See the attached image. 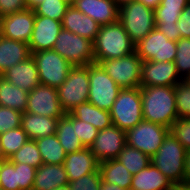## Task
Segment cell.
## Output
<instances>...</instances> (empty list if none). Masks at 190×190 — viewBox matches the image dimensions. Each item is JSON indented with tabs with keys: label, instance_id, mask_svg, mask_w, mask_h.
Listing matches in <instances>:
<instances>
[{
	"label": "cell",
	"instance_id": "obj_1",
	"mask_svg": "<svg viewBox=\"0 0 190 190\" xmlns=\"http://www.w3.org/2000/svg\"><path fill=\"white\" fill-rule=\"evenodd\" d=\"M143 120L171 129L178 118L174 87L140 86Z\"/></svg>",
	"mask_w": 190,
	"mask_h": 190
},
{
	"label": "cell",
	"instance_id": "obj_2",
	"mask_svg": "<svg viewBox=\"0 0 190 190\" xmlns=\"http://www.w3.org/2000/svg\"><path fill=\"white\" fill-rule=\"evenodd\" d=\"M95 63L102 60L117 59L135 51V44L117 21L112 24L100 26L93 41Z\"/></svg>",
	"mask_w": 190,
	"mask_h": 190
},
{
	"label": "cell",
	"instance_id": "obj_3",
	"mask_svg": "<svg viewBox=\"0 0 190 190\" xmlns=\"http://www.w3.org/2000/svg\"><path fill=\"white\" fill-rule=\"evenodd\" d=\"M186 151L172 132L169 131L158 151L150 158V161L173 184L184 183Z\"/></svg>",
	"mask_w": 190,
	"mask_h": 190
},
{
	"label": "cell",
	"instance_id": "obj_4",
	"mask_svg": "<svg viewBox=\"0 0 190 190\" xmlns=\"http://www.w3.org/2000/svg\"><path fill=\"white\" fill-rule=\"evenodd\" d=\"M131 41L137 44L156 26L154 9L139 1H132L119 7V20Z\"/></svg>",
	"mask_w": 190,
	"mask_h": 190
},
{
	"label": "cell",
	"instance_id": "obj_5",
	"mask_svg": "<svg viewBox=\"0 0 190 190\" xmlns=\"http://www.w3.org/2000/svg\"><path fill=\"white\" fill-rule=\"evenodd\" d=\"M109 112L113 125L121 130L127 131L140 123L143 120L140 87L121 89Z\"/></svg>",
	"mask_w": 190,
	"mask_h": 190
},
{
	"label": "cell",
	"instance_id": "obj_6",
	"mask_svg": "<svg viewBox=\"0 0 190 190\" xmlns=\"http://www.w3.org/2000/svg\"><path fill=\"white\" fill-rule=\"evenodd\" d=\"M62 110L69 113L76 106L88 102L89 65L73 66L67 79L57 88Z\"/></svg>",
	"mask_w": 190,
	"mask_h": 190
},
{
	"label": "cell",
	"instance_id": "obj_7",
	"mask_svg": "<svg viewBox=\"0 0 190 190\" xmlns=\"http://www.w3.org/2000/svg\"><path fill=\"white\" fill-rule=\"evenodd\" d=\"M53 50L72 66H87L95 63L93 41L65 29L60 31Z\"/></svg>",
	"mask_w": 190,
	"mask_h": 190
},
{
	"label": "cell",
	"instance_id": "obj_8",
	"mask_svg": "<svg viewBox=\"0 0 190 190\" xmlns=\"http://www.w3.org/2000/svg\"><path fill=\"white\" fill-rule=\"evenodd\" d=\"M120 90L100 64H89L88 102L99 109L110 111Z\"/></svg>",
	"mask_w": 190,
	"mask_h": 190
},
{
	"label": "cell",
	"instance_id": "obj_9",
	"mask_svg": "<svg viewBox=\"0 0 190 190\" xmlns=\"http://www.w3.org/2000/svg\"><path fill=\"white\" fill-rule=\"evenodd\" d=\"M143 60L136 51L117 59L102 60L99 64L121 88H136L141 84Z\"/></svg>",
	"mask_w": 190,
	"mask_h": 190
},
{
	"label": "cell",
	"instance_id": "obj_10",
	"mask_svg": "<svg viewBox=\"0 0 190 190\" xmlns=\"http://www.w3.org/2000/svg\"><path fill=\"white\" fill-rule=\"evenodd\" d=\"M36 62L40 84L58 88L73 67L53 49L31 53Z\"/></svg>",
	"mask_w": 190,
	"mask_h": 190
},
{
	"label": "cell",
	"instance_id": "obj_11",
	"mask_svg": "<svg viewBox=\"0 0 190 190\" xmlns=\"http://www.w3.org/2000/svg\"><path fill=\"white\" fill-rule=\"evenodd\" d=\"M169 128L142 120L126 131V144L134 147L150 158L158 151Z\"/></svg>",
	"mask_w": 190,
	"mask_h": 190
},
{
	"label": "cell",
	"instance_id": "obj_12",
	"mask_svg": "<svg viewBox=\"0 0 190 190\" xmlns=\"http://www.w3.org/2000/svg\"><path fill=\"white\" fill-rule=\"evenodd\" d=\"M135 51L143 61L175 62L176 41L169 40L161 31L154 28L135 44Z\"/></svg>",
	"mask_w": 190,
	"mask_h": 190
},
{
	"label": "cell",
	"instance_id": "obj_13",
	"mask_svg": "<svg viewBox=\"0 0 190 190\" xmlns=\"http://www.w3.org/2000/svg\"><path fill=\"white\" fill-rule=\"evenodd\" d=\"M25 112L57 119L65 114L60 106L57 88L43 84L29 92Z\"/></svg>",
	"mask_w": 190,
	"mask_h": 190
},
{
	"label": "cell",
	"instance_id": "obj_14",
	"mask_svg": "<svg viewBox=\"0 0 190 190\" xmlns=\"http://www.w3.org/2000/svg\"><path fill=\"white\" fill-rule=\"evenodd\" d=\"M125 145L126 131L112 124L105 129L99 130L90 149L96 159L102 162L116 159Z\"/></svg>",
	"mask_w": 190,
	"mask_h": 190
},
{
	"label": "cell",
	"instance_id": "obj_15",
	"mask_svg": "<svg viewBox=\"0 0 190 190\" xmlns=\"http://www.w3.org/2000/svg\"><path fill=\"white\" fill-rule=\"evenodd\" d=\"M35 21L33 9L15 12L0 18V35L5 38L29 43Z\"/></svg>",
	"mask_w": 190,
	"mask_h": 190
},
{
	"label": "cell",
	"instance_id": "obj_16",
	"mask_svg": "<svg viewBox=\"0 0 190 190\" xmlns=\"http://www.w3.org/2000/svg\"><path fill=\"white\" fill-rule=\"evenodd\" d=\"M182 80L175 62L143 61L142 63L140 86L174 87Z\"/></svg>",
	"mask_w": 190,
	"mask_h": 190
},
{
	"label": "cell",
	"instance_id": "obj_17",
	"mask_svg": "<svg viewBox=\"0 0 190 190\" xmlns=\"http://www.w3.org/2000/svg\"><path fill=\"white\" fill-rule=\"evenodd\" d=\"M62 29L61 21L35 15L34 27L28 43L30 52L53 49Z\"/></svg>",
	"mask_w": 190,
	"mask_h": 190
},
{
	"label": "cell",
	"instance_id": "obj_18",
	"mask_svg": "<svg viewBox=\"0 0 190 190\" xmlns=\"http://www.w3.org/2000/svg\"><path fill=\"white\" fill-rule=\"evenodd\" d=\"M72 5L78 11L90 16L101 26L119 20V7L113 0H76Z\"/></svg>",
	"mask_w": 190,
	"mask_h": 190
},
{
	"label": "cell",
	"instance_id": "obj_19",
	"mask_svg": "<svg viewBox=\"0 0 190 190\" xmlns=\"http://www.w3.org/2000/svg\"><path fill=\"white\" fill-rule=\"evenodd\" d=\"M63 166L69 183L80 177L91 174L99 169V161L90 148L66 154Z\"/></svg>",
	"mask_w": 190,
	"mask_h": 190
},
{
	"label": "cell",
	"instance_id": "obj_20",
	"mask_svg": "<svg viewBox=\"0 0 190 190\" xmlns=\"http://www.w3.org/2000/svg\"><path fill=\"white\" fill-rule=\"evenodd\" d=\"M1 76L28 93L40 84L36 62L32 55L6 70Z\"/></svg>",
	"mask_w": 190,
	"mask_h": 190
},
{
	"label": "cell",
	"instance_id": "obj_21",
	"mask_svg": "<svg viewBox=\"0 0 190 190\" xmlns=\"http://www.w3.org/2000/svg\"><path fill=\"white\" fill-rule=\"evenodd\" d=\"M100 26L98 22L81 11H78L72 4L68 7L62 19L63 29L91 41H94Z\"/></svg>",
	"mask_w": 190,
	"mask_h": 190
},
{
	"label": "cell",
	"instance_id": "obj_22",
	"mask_svg": "<svg viewBox=\"0 0 190 190\" xmlns=\"http://www.w3.org/2000/svg\"><path fill=\"white\" fill-rule=\"evenodd\" d=\"M68 184L63 164H42L37 168L32 190H54Z\"/></svg>",
	"mask_w": 190,
	"mask_h": 190
},
{
	"label": "cell",
	"instance_id": "obj_23",
	"mask_svg": "<svg viewBox=\"0 0 190 190\" xmlns=\"http://www.w3.org/2000/svg\"><path fill=\"white\" fill-rule=\"evenodd\" d=\"M31 56L29 45L0 35V76Z\"/></svg>",
	"mask_w": 190,
	"mask_h": 190
},
{
	"label": "cell",
	"instance_id": "obj_24",
	"mask_svg": "<svg viewBox=\"0 0 190 190\" xmlns=\"http://www.w3.org/2000/svg\"><path fill=\"white\" fill-rule=\"evenodd\" d=\"M172 182L151 163L132 176L130 190H170Z\"/></svg>",
	"mask_w": 190,
	"mask_h": 190
},
{
	"label": "cell",
	"instance_id": "obj_25",
	"mask_svg": "<svg viewBox=\"0 0 190 190\" xmlns=\"http://www.w3.org/2000/svg\"><path fill=\"white\" fill-rule=\"evenodd\" d=\"M57 122V118L24 112L21 127L27 133L29 139L37 140L56 134Z\"/></svg>",
	"mask_w": 190,
	"mask_h": 190
},
{
	"label": "cell",
	"instance_id": "obj_26",
	"mask_svg": "<svg viewBox=\"0 0 190 190\" xmlns=\"http://www.w3.org/2000/svg\"><path fill=\"white\" fill-rule=\"evenodd\" d=\"M56 135L66 154L85 148L76 132V118L65 113L57 122Z\"/></svg>",
	"mask_w": 190,
	"mask_h": 190
},
{
	"label": "cell",
	"instance_id": "obj_27",
	"mask_svg": "<svg viewBox=\"0 0 190 190\" xmlns=\"http://www.w3.org/2000/svg\"><path fill=\"white\" fill-rule=\"evenodd\" d=\"M69 113L78 120L90 123L98 130L105 129L113 124L109 111L99 109L90 102L76 106Z\"/></svg>",
	"mask_w": 190,
	"mask_h": 190
},
{
	"label": "cell",
	"instance_id": "obj_28",
	"mask_svg": "<svg viewBox=\"0 0 190 190\" xmlns=\"http://www.w3.org/2000/svg\"><path fill=\"white\" fill-rule=\"evenodd\" d=\"M99 170L104 182L117 184L121 188L130 190L133 175L117 159L99 162Z\"/></svg>",
	"mask_w": 190,
	"mask_h": 190
},
{
	"label": "cell",
	"instance_id": "obj_29",
	"mask_svg": "<svg viewBox=\"0 0 190 190\" xmlns=\"http://www.w3.org/2000/svg\"><path fill=\"white\" fill-rule=\"evenodd\" d=\"M28 94L0 76V106L24 113L27 108Z\"/></svg>",
	"mask_w": 190,
	"mask_h": 190
},
{
	"label": "cell",
	"instance_id": "obj_30",
	"mask_svg": "<svg viewBox=\"0 0 190 190\" xmlns=\"http://www.w3.org/2000/svg\"><path fill=\"white\" fill-rule=\"evenodd\" d=\"M43 164H63L66 152L56 134L35 140Z\"/></svg>",
	"mask_w": 190,
	"mask_h": 190
},
{
	"label": "cell",
	"instance_id": "obj_31",
	"mask_svg": "<svg viewBox=\"0 0 190 190\" xmlns=\"http://www.w3.org/2000/svg\"><path fill=\"white\" fill-rule=\"evenodd\" d=\"M116 159L120 161L132 175H135L151 163L148 155L127 144Z\"/></svg>",
	"mask_w": 190,
	"mask_h": 190
},
{
	"label": "cell",
	"instance_id": "obj_32",
	"mask_svg": "<svg viewBox=\"0 0 190 190\" xmlns=\"http://www.w3.org/2000/svg\"><path fill=\"white\" fill-rule=\"evenodd\" d=\"M29 137L20 126L19 128L11 129L0 135L1 151L5 159H8L17 152L27 141Z\"/></svg>",
	"mask_w": 190,
	"mask_h": 190
},
{
	"label": "cell",
	"instance_id": "obj_33",
	"mask_svg": "<svg viewBox=\"0 0 190 190\" xmlns=\"http://www.w3.org/2000/svg\"><path fill=\"white\" fill-rule=\"evenodd\" d=\"M13 163H25L39 168L43 164L42 157L35 140L29 139L17 152L8 158Z\"/></svg>",
	"mask_w": 190,
	"mask_h": 190
},
{
	"label": "cell",
	"instance_id": "obj_34",
	"mask_svg": "<svg viewBox=\"0 0 190 190\" xmlns=\"http://www.w3.org/2000/svg\"><path fill=\"white\" fill-rule=\"evenodd\" d=\"M71 3L68 0H43L33 8L35 15L49 17L62 22Z\"/></svg>",
	"mask_w": 190,
	"mask_h": 190
},
{
	"label": "cell",
	"instance_id": "obj_35",
	"mask_svg": "<svg viewBox=\"0 0 190 190\" xmlns=\"http://www.w3.org/2000/svg\"><path fill=\"white\" fill-rule=\"evenodd\" d=\"M175 66L180 77L185 80L190 76V38H180L176 42Z\"/></svg>",
	"mask_w": 190,
	"mask_h": 190
},
{
	"label": "cell",
	"instance_id": "obj_36",
	"mask_svg": "<svg viewBox=\"0 0 190 190\" xmlns=\"http://www.w3.org/2000/svg\"><path fill=\"white\" fill-rule=\"evenodd\" d=\"M178 117L190 118V82L182 80L174 86Z\"/></svg>",
	"mask_w": 190,
	"mask_h": 190
},
{
	"label": "cell",
	"instance_id": "obj_37",
	"mask_svg": "<svg viewBox=\"0 0 190 190\" xmlns=\"http://www.w3.org/2000/svg\"><path fill=\"white\" fill-rule=\"evenodd\" d=\"M0 190H19L15 163L9 159L0 161Z\"/></svg>",
	"mask_w": 190,
	"mask_h": 190
},
{
	"label": "cell",
	"instance_id": "obj_38",
	"mask_svg": "<svg viewBox=\"0 0 190 190\" xmlns=\"http://www.w3.org/2000/svg\"><path fill=\"white\" fill-rule=\"evenodd\" d=\"M22 114L9 107L0 106V135L21 126Z\"/></svg>",
	"mask_w": 190,
	"mask_h": 190
},
{
	"label": "cell",
	"instance_id": "obj_39",
	"mask_svg": "<svg viewBox=\"0 0 190 190\" xmlns=\"http://www.w3.org/2000/svg\"><path fill=\"white\" fill-rule=\"evenodd\" d=\"M101 173L97 171L84 175L79 179L68 184L71 190H100L101 187Z\"/></svg>",
	"mask_w": 190,
	"mask_h": 190
},
{
	"label": "cell",
	"instance_id": "obj_40",
	"mask_svg": "<svg viewBox=\"0 0 190 190\" xmlns=\"http://www.w3.org/2000/svg\"><path fill=\"white\" fill-rule=\"evenodd\" d=\"M170 131L186 150H190V118L178 117Z\"/></svg>",
	"mask_w": 190,
	"mask_h": 190
},
{
	"label": "cell",
	"instance_id": "obj_41",
	"mask_svg": "<svg viewBox=\"0 0 190 190\" xmlns=\"http://www.w3.org/2000/svg\"><path fill=\"white\" fill-rule=\"evenodd\" d=\"M19 190H32L37 169L25 163H15Z\"/></svg>",
	"mask_w": 190,
	"mask_h": 190
},
{
	"label": "cell",
	"instance_id": "obj_42",
	"mask_svg": "<svg viewBox=\"0 0 190 190\" xmlns=\"http://www.w3.org/2000/svg\"><path fill=\"white\" fill-rule=\"evenodd\" d=\"M76 132L85 148H90L94 139L99 133V130L90 123H87L76 118Z\"/></svg>",
	"mask_w": 190,
	"mask_h": 190
},
{
	"label": "cell",
	"instance_id": "obj_43",
	"mask_svg": "<svg viewBox=\"0 0 190 190\" xmlns=\"http://www.w3.org/2000/svg\"><path fill=\"white\" fill-rule=\"evenodd\" d=\"M183 9H172L159 4L154 9L155 24H174L178 21Z\"/></svg>",
	"mask_w": 190,
	"mask_h": 190
},
{
	"label": "cell",
	"instance_id": "obj_44",
	"mask_svg": "<svg viewBox=\"0 0 190 190\" xmlns=\"http://www.w3.org/2000/svg\"><path fill=\"white\" fill-rule=\"evenodd\" d=\"M26 8L25 0H0V18Z\"/></svg>",
	"mask_w": 190,
	"mask_h": 190
},
{
	"label": "cell",
	"instance_id": "obj_45",
	"mask_svg": "<svg viewBox=\"0 0 190 190\" xmlns=\"http://www.w3.org/2000/svg\"><path fill=\"white\" fill-rule=\"evenodd\" d=\"M177 26L181 38H190V2L183 9L177 21Z\"/></svg>",
	"mask_w": 190,
	"mask_h": 190
},
{
	"label": "cell",
	"instance_id": "obj_46",
	"mask_svg": "<svg viewBox=\"0 0 190 190\" xmlns=\"http://www.w3.org/2000/svg\"><path fill=\"white\" fill-rule=\"evenodd\" d=\"M155 28L161 31L169 40L177 42L181 38L177 22L174 24L156 25Z\"/></svg>",
	"mask_w": 190,
	"mask_h": 190
},
{
	"label": "cell",
	"instance_id": "obj_47",
	"mask_svg": "<svg viewBox=\"0 0 190 190\" xmlns=\"http://www.w3.org/2000/svg\"><path fill=\"white\" fill-rule=\"evenodd\" d=\"M189 3V0H162L161 5L166 8L184 9Z\"/></svg>",
	"mask_w": 190,
	"mask_h": 190
},
{
	"label": "cell",
	"instance_id": "obj_48",
	"mask_svg": "<svg viewBox=\"0 0 190 190\" xmlns=\"http://www.w3.org/2000/svg\"><path fill=\"white\" fill-rule=\"evenodd\" d=\"M184 163V183L190 184V150L186 151Z\"/></svg>",
	"mask_w": 190,
	"mask_h": 190
},
{
	"label": "cell",
	"instance_id": "obj_49",
	"mask_svg": "<svg viewBox=\"0 0 190 190\" xmlns=\"http://www.w3.org/2000/svg\"><path fill=\"white\" fill-rule=\"evenodd\" d=\"M100 190H129V189H124L118 186L117 184H111L101 180Z\"/></svg>",
	"mask_w": 190,
	"mask_h": 190
},
{
	"label": "cell",
	"instance_id": "obj_50",
	"mask_svg": "<svg viewBox=\"0 0 190 190\" xmlns=\"http://www.w3.org/2000/svg\"><path fill=\"white\" fill-rule=\"evenodd\" d=\"M143 3L145 6L155 9L162 0H136Z\"/></svg>",
	"mask_w": 190,
	"mask_h": 190
},
{
	"label": "cell",
	"instance_id": "obj_51",
	"mask_svg": "<svg viewBox=\"0 0 190 190\" xmlns=\"http://www.w3.org/2000/svg\"><path fill=\"white\" fill-rule=\"evenodd\" d=\"M170 190H190V184H186V183L172 184V187Z\"/></svg>",
	"mask_w": 190,
	"mask_h": 190
},
{
	"label": "cell",
	"instance_id": "obj_52",
	"mask_svg": "<svg viewBox=\"0 0 190 190\" xmlns=\"http://www.w3.org/2000/svg\"><path fill=\"white\" fill-rule=\"evenodd\" d=\"M42 1L43 0H25V3H26L27 8L33 9L35 6H37Z\"/></svg>",
	"mask_w": 190,
	"mask_h": 190
},
{
	"label": "cell",
	"instance_id": "obj_53",
	"mask_svg": "<svg viewBox=\"0 0 190 190\" xmlns=\"http://www.w3.org/2000/svg\"><path fill=\"white\" fill-rule=\"evenodd\" d=\"M114 3L118 6L121 7L124 4L130 3L132 1H136V0H113Z\"/></svg>",
	"mask_w": 190,
	"mask_h": 190
},
{
	"label": "cell",
	"instance_id": "obj_54",
	"mask_svg": "<svg viewBox=\"0 0 190 190\" xmlns=\"http://www.w3.org/2000/svg\"><path fill=\"white\" fill-rule=\"evenodd\" d=\"M54 190H71L69 186H64V187H59L57 189Z\"/></svg>",
	"mask_w": 190,
	"mask_h": 190
},
{
	"label": "cell",
	"instance_id": "obj_55",
	"mask_svg": "<svg viewBox=\"0 0 190 190\" xmlns=\"http://www.w3.org/2000/svg\"><path fill=\"white\" fill-rule=\"evenodd\" d=\"M5 158H4V156H3V153H2V151H1V146H0V161L1 160H4Z\"/></svg>",
	"mask_w": 190,
	"mask_h": 190
},
{
	"label": "cell",
	"instance_id": "obj_56",
	"mask_svg": "<svg viewBox=\"0 0 190 190\" xmlns=\"http://www.w3.org/2000/svg\"><path fill=\"white\" fill-rule=\"evenodd\" d=\"M71 4L74 2V1H76V0H68Z\"/></svg>",
	"mask_w": 190,
	"mask_h": 190
}]
</instances>
